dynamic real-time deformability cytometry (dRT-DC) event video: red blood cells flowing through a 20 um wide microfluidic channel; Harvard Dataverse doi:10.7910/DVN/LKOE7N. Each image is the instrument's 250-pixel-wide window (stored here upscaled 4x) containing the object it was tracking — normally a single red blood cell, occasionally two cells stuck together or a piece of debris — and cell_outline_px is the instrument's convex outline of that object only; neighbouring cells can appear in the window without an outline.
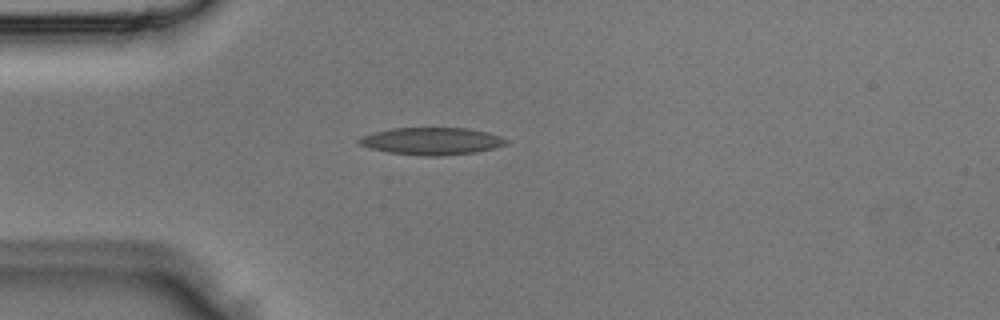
{"species": "Egyptian fruit bat (a non-hibernating species)", "species_latin": "Rousettus aegyptiacus", "temperature_condition": "room temperature", "stored_images_in_passage": 1, "camera_frame_rate_fps": 3000, "um_per_image_px": 0.085, "animal": {"sex": "male"}, "frame": {"image": 1, "passage_image": 1, "time_ms": 0.0, "image_size_px": [1000, 320], "cell_outline_px": [[508, 144], [496, 148], [476, 152], [440, 156], [424, 156], [388, 152], [372, 148], [360, 144], [356, 140], [360, 136], [392, 128], [468, 128], [488, 132], [500, 136], [508, 140]], "centroid_in_image_um": [36.74, 11.99], "position_along_channel_um": 48.3, "area_um2": 23.41}}